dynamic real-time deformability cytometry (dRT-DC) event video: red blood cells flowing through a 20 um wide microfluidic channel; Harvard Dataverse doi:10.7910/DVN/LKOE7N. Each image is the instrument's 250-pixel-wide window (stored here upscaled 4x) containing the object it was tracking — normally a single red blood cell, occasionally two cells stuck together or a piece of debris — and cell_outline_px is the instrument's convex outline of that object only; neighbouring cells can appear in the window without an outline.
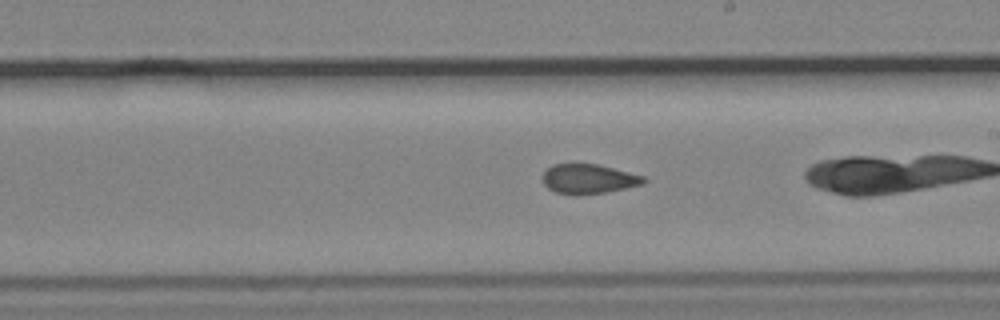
{"species": "common noctule bat (a hibernating species)", "species_latin": "Nyctalus noctula", "temperature_condition": "cold", "stored_images_in_passage": 29, "camera_frame_rate_fps": 3000, "um_per_image_px": 0.085, "animal": {"sex": "male", "body_mass_g": 19.2, "forearm_length_mm": 51.8}, "frame": {"image": 1, "passage_image": 18, "time_ms": 5.667, "image_size_px": [1000, 320], "cell_outline_px": [[648, 180], [644, 184], [604, 192], [572, 196], [556, 192], [548, 188], [544, 184], [544, 172], [552, 164], [600, 164], [644, 176]], "centroid_in_image_um": [50.05, 15.21], "position_along_channel_um": 239.0, "area_um2": 17.46}}